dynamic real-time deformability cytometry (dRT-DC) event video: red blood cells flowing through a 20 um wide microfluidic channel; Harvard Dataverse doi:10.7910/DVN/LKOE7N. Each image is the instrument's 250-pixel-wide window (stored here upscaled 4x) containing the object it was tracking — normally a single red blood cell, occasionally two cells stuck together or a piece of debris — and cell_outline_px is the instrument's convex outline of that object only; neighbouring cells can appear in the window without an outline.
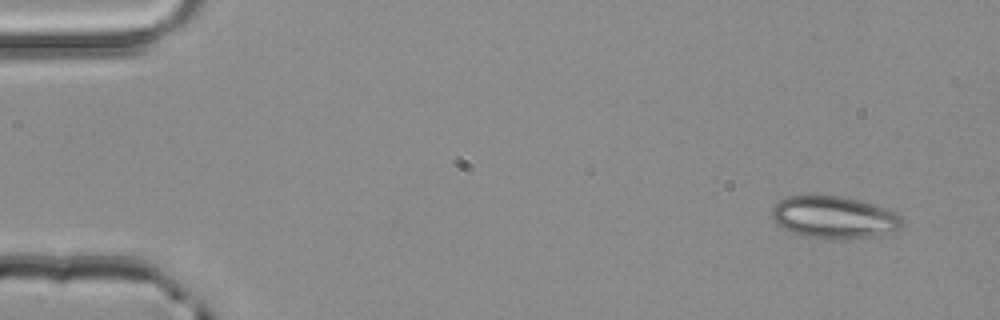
{"species": "common noctule bat (a hibernating species)", "species_latin": "Nyctalus noctula", "temperature_condition": "room temperature", "stored_images_in_passage": 3, "camera_frame_rate_fps": 3000, "um_per_image_px": 0.085, "animal": {"sex": "male", "body_mass_g": 20.4}, "frame": {"image": 1, "passage_image": 1, "time_ms": 0.0, "image_size_px": [1000, 320], "cell_outline_px": [[900, 228], [876, 236], [832, 240], [824, 240], [804, 236], [792, 232], [776, 224], [772, 220], [772, 208], [780, 200], [788, 196], [840, 196], [856, 200], [892, 212], [900, 216]], "centroid_in_image_um": [70.8, 18.5], "position_along_channel_um": 14.2, "area_um2": 31.5}}